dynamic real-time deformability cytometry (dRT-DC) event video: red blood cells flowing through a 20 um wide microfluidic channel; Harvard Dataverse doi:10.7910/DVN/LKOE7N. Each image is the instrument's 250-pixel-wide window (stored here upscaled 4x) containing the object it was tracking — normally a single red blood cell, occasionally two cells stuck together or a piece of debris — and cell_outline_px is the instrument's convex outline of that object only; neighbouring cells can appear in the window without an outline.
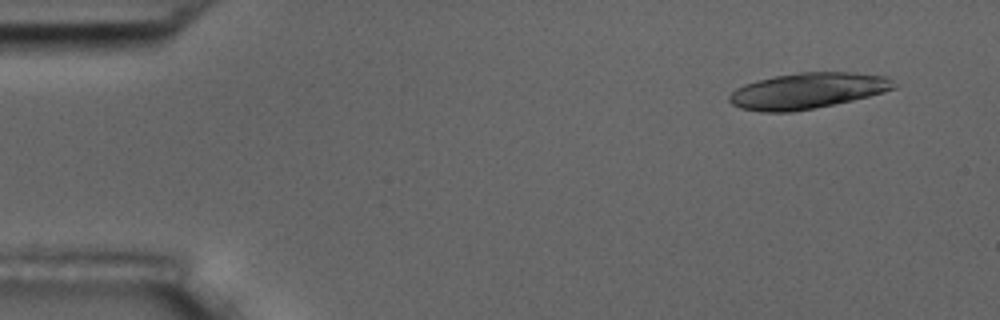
{"species": "common noctule bat (a hibernating species)", "species_latin": "Nyctalus noctula", "temperature_condition": "room temperature", "stored_images_in_passage": 8, "camera_frame_rate_fps": 3000, "um_per_image_px": 0.085, "animal": {"sex": "male", "body_mass_g": 17.5, "forearm_length_mm": 52.3}, "frame": {"image": 1, "passage_image": 1, "time_ms": 0.0, "image_size_px": [1000, 320], "cell_outline_px": [[896, 88], [884, 92], [852, 100], [792, 112], [760, 112], [740, 108], [732, 104], [728, 100], [728, 96], [736, 88], [744, 84], [756, 80], [796, 72], [852, 72], [888, 76], [892, 80]], "centroid_in_image_um": [68.61, 7.71], "position_along_channel_um": 16.4, "area_um2": 34.39}}
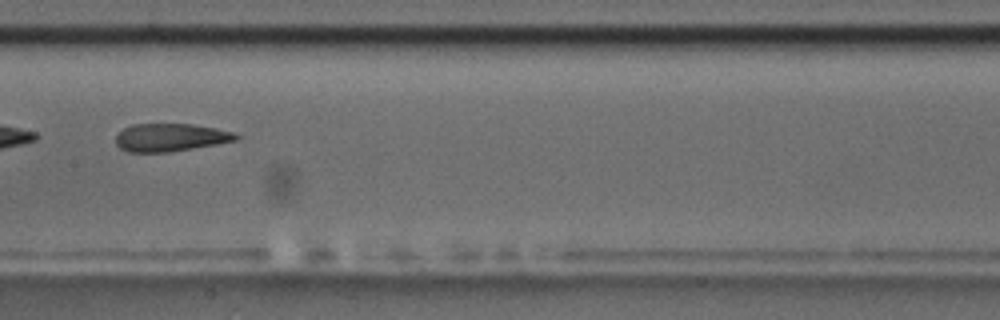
{"frame": {"image": 2, "passage_image": 8, "time_ms": 2.333, "image_size_px": [1000, 320], "cell_outline_px": [[240, 136], [236, 140], [216, 144], [168, 152], [128, 152], [120, 148], [116, 144], [116, 136], [124, 128], [132, 124], [192, 124], [216, 128], [232, 132]], "centroid_in_image_um": [14.46, 11.68], "position_along_channel_um": 192.9, "area_um2": 19.36}}